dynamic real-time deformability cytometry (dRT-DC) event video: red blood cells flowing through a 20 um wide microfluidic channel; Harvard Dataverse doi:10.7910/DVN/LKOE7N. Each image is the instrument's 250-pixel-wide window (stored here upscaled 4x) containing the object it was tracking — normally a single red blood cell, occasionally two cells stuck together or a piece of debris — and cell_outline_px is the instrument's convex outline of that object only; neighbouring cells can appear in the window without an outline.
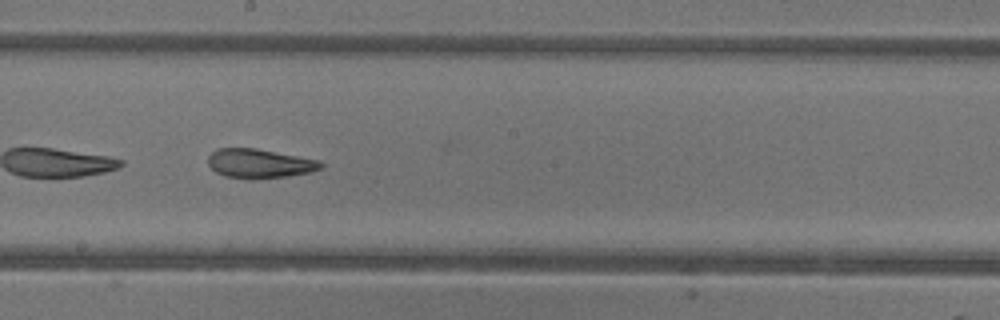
{"species": "common noctule bat (a hibernating species)", "species_latin": "Nyctalus noctula", "temperature_condition": "warm", "stored_images_in_passage": 28, "camera_frame_rate_fps": 3000, "um_per_image_px": 0.085, "animal": {"sex": "female"}, "frame": {"image": 1, "passage_image": 13, "time_ms": 4.0, "image_size_px": [1000, 320], "cell_outline_px": [[324, 168], [308, 172], [288, 176], [224, 176], [216, 172], [208, 164], [208, 156], [216, 148], [256, 148], [320, 160], [324, 164]], "centroid_in_image_um": [22.08, 13.84], "position_along_channel_um": 226.1, "area_um2": 18.5}}
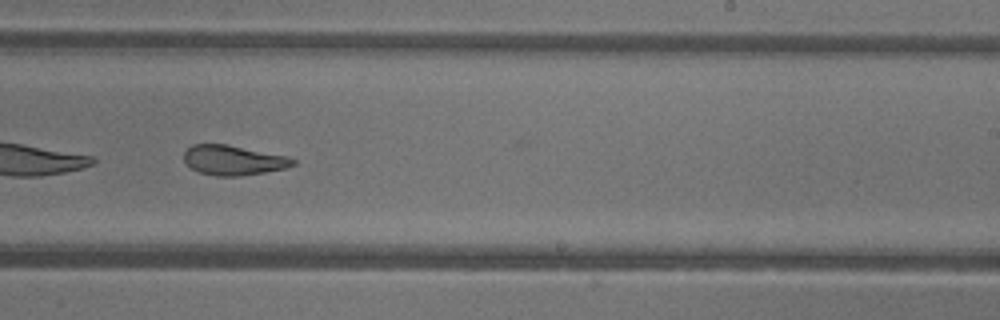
{"frame": {"image": 2, "passage_image": 16, "time_ms": 5.0, "image_size_px": [1000, 320], "cell_outline_px": [[296, 164], [284, 168], [264, 172], [240, 176], [216, 176], [200, 172], [192, 168], [184, 160], [184, 152], [192, 144], [228, 144], [288, 156], [296, 160]], "centroid_in_image_um": [19.85, 13.61], "position_along_channel_um": 269.2, "area_um2": 18.9}, "authors_computed_cell_mechanics": {"area_um2": 19.7098, "velocity_mm_per_s": 4.3345, "shape_relaxation_time_tau1_ms": 9.0052, "shape_relaxation_time_tau2_ms": 2.1714, "deformation_change_tau1": 0.2437, "deformation_change_tau2": 0.1049}}